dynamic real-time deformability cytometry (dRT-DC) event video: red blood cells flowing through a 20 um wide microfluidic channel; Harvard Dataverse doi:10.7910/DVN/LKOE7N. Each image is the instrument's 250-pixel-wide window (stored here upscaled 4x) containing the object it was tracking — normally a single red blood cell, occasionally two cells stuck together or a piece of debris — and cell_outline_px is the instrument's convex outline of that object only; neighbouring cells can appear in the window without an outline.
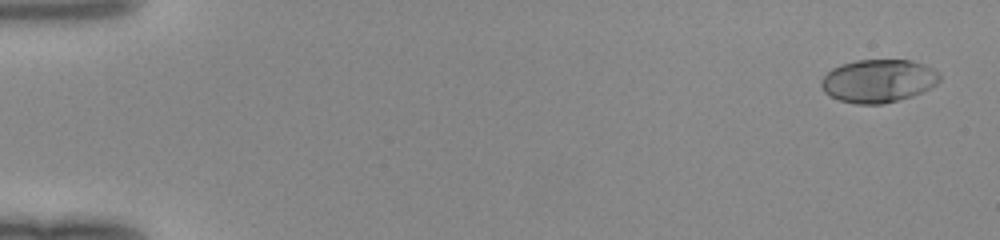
{"species": "human", "species_latin": "Homo sapiens", "temperature_condition": "room temperature", "stored_images_in_passage": 49, "camera_frame_rate_fps": 3000, "um_per_image_px": 0.085, "donor": {"sex": "female"}, "frame": {"image": 1, "passage_image": 1, "time_ms": 0.0, "image_size_px": [1000, 240], "cell_outline_px": [[940, 80], [936, 84], [912, 96], [884, 104], [856, 104], [840, 100], [824, 92], [820, 84], [820, 80], [832, 68], [840, 64], [856, 60], [912, 60], [924, 64], [940, 72]], "centroid_in_image_um": [74.65, 6.87], "position_along_channel_um": 10.3, "area_um2": 29.77}}
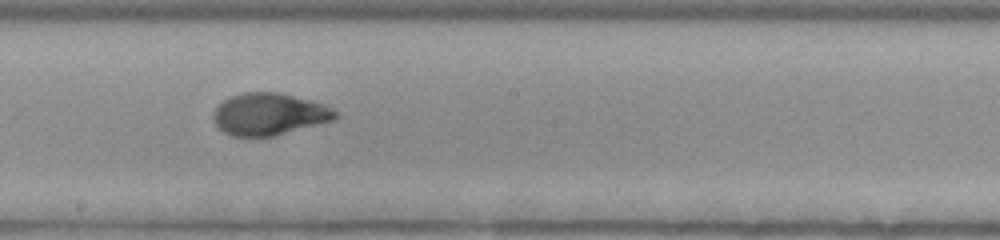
{"frame": {"image": 2, "passage_image": 28, "time_ms": 9.0, "image_size_px": [1000, 240], "cell_outline_px": [[336, 120], [272, 136], [232, 136], [224, 132], [216, 124], [212, 116], [216, 108], [224, 100], [232, 96], [244, 92], [280, 92], [324, 104], [332, 108], [336, 112]], "centroid_in_image_um": [22.89, 9.7], "position_along_channel_um": 225.3, "area_um2": 29.65}}
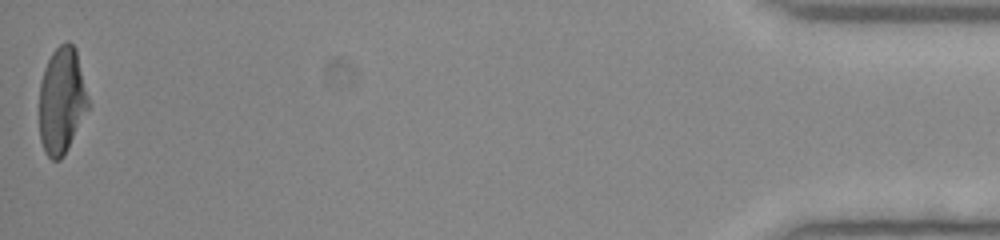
{"frame": {"image": 3, "passage_image": 49, "time_ms": 16.0, "image_size_px": [1000, 240], "cell_outline_px": [[92, 104], [64, 156], [60, 160], [52, 160], [44, 152], [40, 140], [40, 80], [44, 68], [52, 52], [64, 40], [68, 40], [76, 48]], "centroid_in_image_um": [5.29, 8.54], "position_along_channel_um": 429.9, "area_um2": 31.27}}